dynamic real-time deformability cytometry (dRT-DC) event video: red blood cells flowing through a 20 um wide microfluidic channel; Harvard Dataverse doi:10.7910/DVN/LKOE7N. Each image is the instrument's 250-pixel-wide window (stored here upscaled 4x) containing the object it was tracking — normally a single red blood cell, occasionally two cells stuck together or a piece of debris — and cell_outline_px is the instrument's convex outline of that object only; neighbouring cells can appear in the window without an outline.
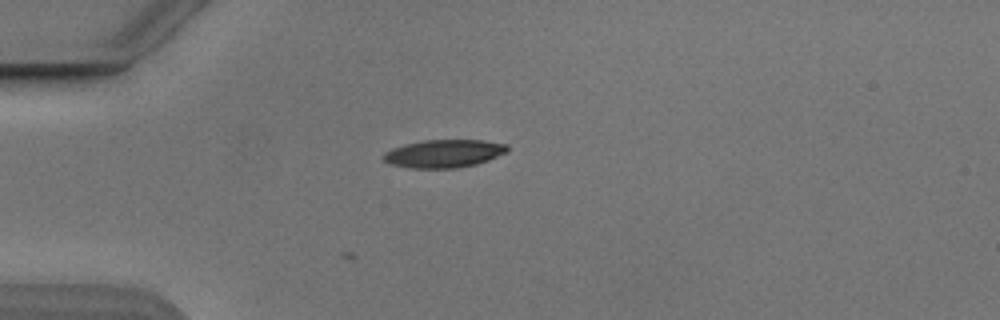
{"species": "Egyptian fruit bat (a non-hibernating species)", "species_latin": "Rousettus aegyptiacus", "temperature_condition": "cold", "stored_images_in_passage": 5, "camera_frame_rate_fps": 3000, "um_per_image_px": 0.085, "animal": {"sex": "male"}, "frame": {"image": 1, "passage_image": 1, "time_ms": 0.0, "image_size_px": [1000, 320], "cell_outline_px": [[508, 152], [488, 160], [476, 164], [456, 168], [408, 168], [388, 164], [380, 156], [384, 152], [392, 148], [404, 144], [424, 140], [480, 140], [504, 144], [508, 148]], "centroid_in_image_um": [37.66, 13.06], "position_along_channel_um": 47.3, "area_um2": 20.29}}
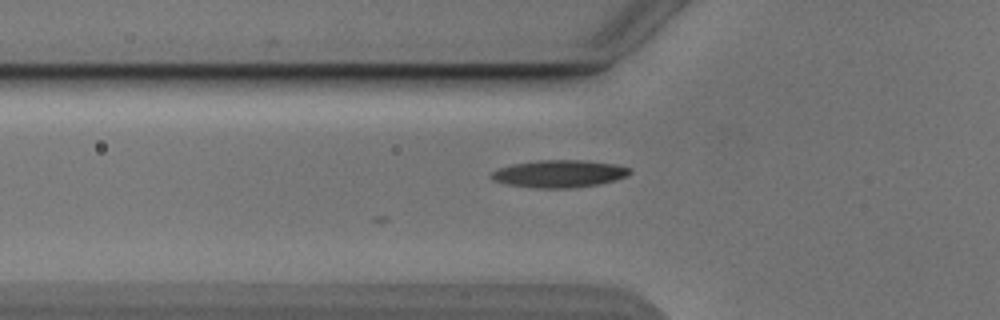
{"frame": {"image": 2, "passage_image": 5, "time_ms": 1.333, "image_size_px": [1000, 320], "cell_outline_px": [[632, 172], [628, 176], [616, 180], [600, 184], [572, 188], [536, 188], [508, 184], [496, 180], [488, 176], [492, 172], [500, 168], [512, 164], [540, 160], [584, 160], [616, 164], [632, 168]], "centroid_in_image_um": [47.61, 14.76], "position_along_channel_um": 78.2, "area_um2": 22.2}}